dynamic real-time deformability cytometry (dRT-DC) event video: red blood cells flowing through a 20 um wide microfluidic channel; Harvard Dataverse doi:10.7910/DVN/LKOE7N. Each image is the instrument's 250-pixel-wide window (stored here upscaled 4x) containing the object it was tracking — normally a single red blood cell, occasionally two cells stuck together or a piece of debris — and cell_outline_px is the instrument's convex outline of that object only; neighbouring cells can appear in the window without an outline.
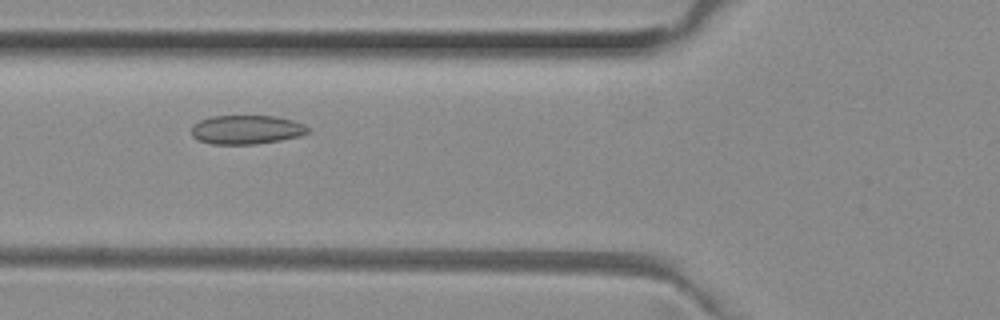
{"species": "common noctule bat (a hibernating species)", "species_latin": "Nyctalus noctula", "temperature_condition": "room temperature", "stored_images_in_passage": 51, "camera_frame_rate_fps": 3000, "um_per_image_px": 0.085, "animal": {"sex": "female", "body_mass_g": 29.2, "forearm_length_mm": 56.3}, "frame": {"image": 1, "passage_image": 17, "time_ms": 5.333, "image_size_px": [1000, 320], "cell_outline_px": [[308, 132], [300, 136], [280, 140], [256, 144], [212, 144], [200, 140], [192, 136], [192, 124], [200, 120], [212, 116], [276, 116], [292, 120], [304, 124], [308, 128]], "centroid_in_image_um": [20.94, 11.02], "position_along_channel_um": 104.9, "area_um2": 19.59}}
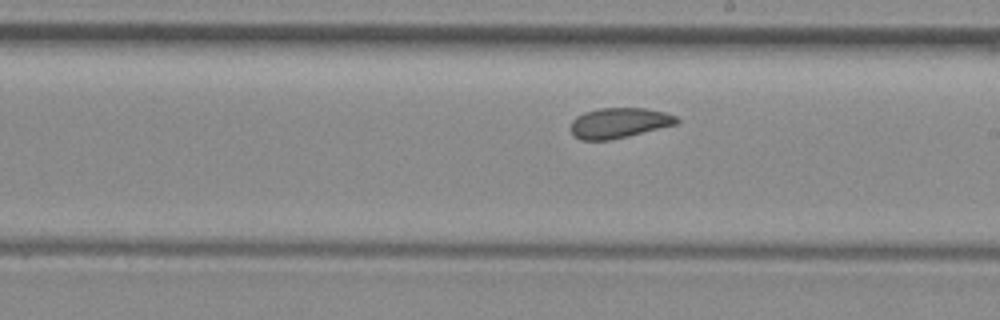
{"frame": {"image": 2, "passage_image": 27, "time_ms": 8.667, "image_size_px": [1000, 320], "cell_outline_px": [[680, 120], [676, 124], [628, 136], [608, 140], [580, 140], [572, 136], [568, 128], [572, 120], [576, 116], [584, 112], [600, 108], [644, 108], [664, 112], [676, 116]], "centroid_in_image_um": [52.55, 10.45], "position_along_channel_um": 236.5, "area_um2": 18.84}}
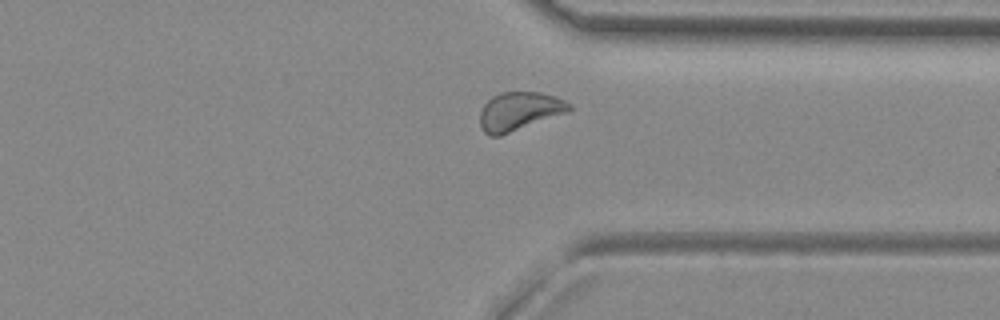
{"frame": {"image": 3, "passage_image": 37, "time_ms": 12.0, "image_size_px": [1000, 320], "cell_outline_px": [[572, 108], [568, 112], [500, 136], [488, 136], [484, 132], [480, 124], [480, 112], [484, 104], [492, 96], [500, 92], [540, 92], [556, 96], [572, 104]], "centroid_in_image_um": [44.14, 9.45], "position_along_channel_um": 367.3, "area_um2": 20.11}, "authors_computed_cell_mechanics": {"area_um2": 20.1722, "velocity_mm_per_s": 3.9486, "shape_relaxation_time_tau1_ms": 5.6723, "shape_relaxation_time_tau2_ms": 4.1761, "deformation_change_tau1": 0.0731, "deformation_change_tau2": 0.083}}